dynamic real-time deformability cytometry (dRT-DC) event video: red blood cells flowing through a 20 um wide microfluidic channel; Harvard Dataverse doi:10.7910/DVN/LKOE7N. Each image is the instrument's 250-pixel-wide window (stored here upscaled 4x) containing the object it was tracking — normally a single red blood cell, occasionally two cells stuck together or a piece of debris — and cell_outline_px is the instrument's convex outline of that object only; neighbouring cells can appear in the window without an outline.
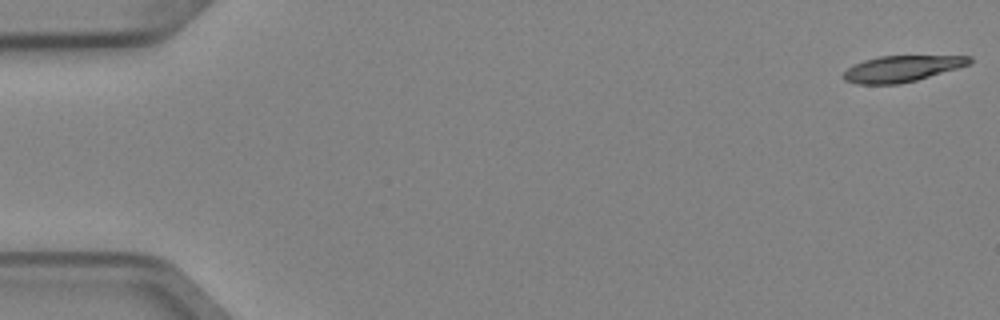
{"species": "Egyptian fruit bat (a non-hibernating species)", "species_latin": "Rousettus aegyptiacus", "temperature_condition": "cold", "stored_images_in_passage": 5, "camera_frame_rate_fps": 3000, "um_per_image_px": 0.085, "animal": {"sex": "female"}, "frame": {"image": 1, "passage_image": 1, "time_ms": 0.0, "image_size_px": [1000, 320], "cell_outline_px": [[972, 60], [968, 64], [956, 68], [916, 80], [900, 84], [856, 84], [844, 80], [840, 76], [848, 68], [864, 60], [880, 56], [972, 56]], "centroid_in_image_um": [76.59, 5.84], "position_along_channel_um": 8.4, "area_um2": 18.96}}
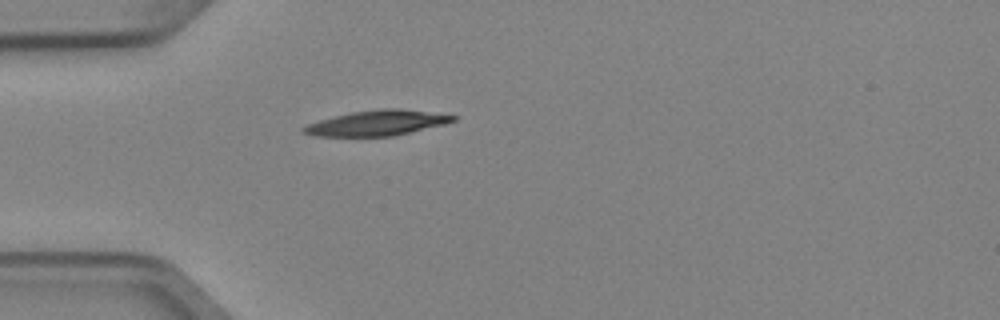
{"frame": {"image": 2, "passage_image": 5, "time_ms": 1.333, "image_size_px": [1000, 320], "cell_outline_px": [[456, 120], [444, 124], [392, 136], [316, 136], [300, 132], [300, 128], [308, 124], [320, 120], [352, 112], [380, 108], [400, 108], [456, 116]], "centroid_in_image_um": [32.0, 10.45], "position_along_channel_um": 53.0, "area_um2": 21.73}}